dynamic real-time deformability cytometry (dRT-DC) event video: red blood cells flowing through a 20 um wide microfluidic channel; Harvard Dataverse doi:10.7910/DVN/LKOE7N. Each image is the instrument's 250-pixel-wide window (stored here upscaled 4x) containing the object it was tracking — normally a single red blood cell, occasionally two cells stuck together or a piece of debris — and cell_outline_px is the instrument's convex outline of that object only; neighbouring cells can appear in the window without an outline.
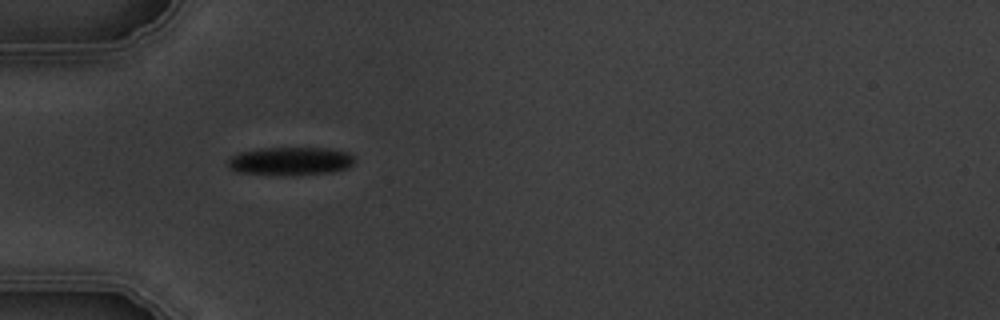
{"species": "common noctule bat (a hibernating species)", "species_latin": "Nyctalus noctula", "temperature_condition": "warm", "stored_images_in_passage": 1, "camera_frame_rate_fps": 3000, "um_per_image_px": 0.085, "animal": {"sex": "male", "body_mass_g": 19.5, "forearm_length_mm": 54.6}, "frame": {"image": 1, "passage_image": 1, "time_ms": 0.0, "image_size_px": [1000, 320], "cell_outline_px": [[356, 160], [348, 168], [332, 172], [292, 176], [280, 176], [236, 172], [228, 168], [228, 160], [232, 156], [240, 152], [264, 148], [332, 148], [348, 152]], "centroid_in_image_um": [24.7, 13.71], "position_along_channel_um": 60.3, "area_um2": 21.27}}